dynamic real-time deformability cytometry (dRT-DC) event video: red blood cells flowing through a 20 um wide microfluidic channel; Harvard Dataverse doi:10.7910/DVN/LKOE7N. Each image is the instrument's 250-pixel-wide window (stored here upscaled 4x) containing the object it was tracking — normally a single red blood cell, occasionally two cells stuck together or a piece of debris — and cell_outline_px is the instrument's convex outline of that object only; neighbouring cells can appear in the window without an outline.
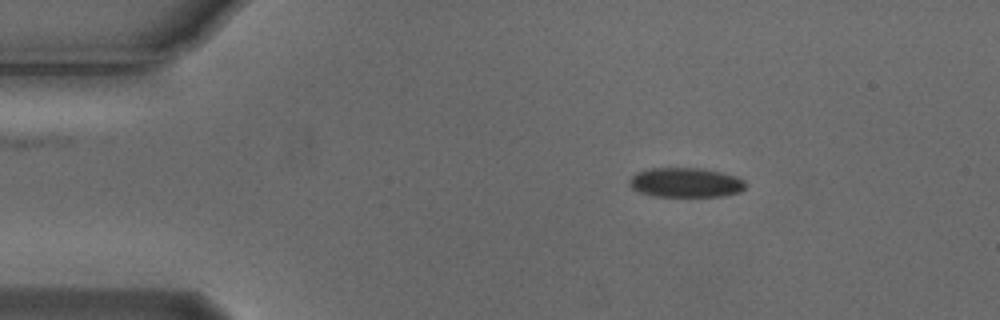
{"species": "Egyptian fruit bat (a non-hibernating species)", "species_latin": "Rousettus aegyptiacus", "temperature_condition": "cold", "stored_images_in_passage": 3, "camera_frame_rate_fps": 3000, "um_per_image_px": 0.085, "animal": {"sex": "male"}, "frame": {"image": 1, "passage_image": 1, "time_ms": 0.0, "image_size_px": [1000, 320], "cell_outline_px": [[744, 188], [740, 192], [720, 196], [656, 196], [640, 192], [632, 188], [628, 184], [628, 180], [636, 172], [648, 168], [704, 168], [736, 176], [744, 180]], "centroid_in_image_um": [58.25, 15.5], "position_along_channel_um": 26.8, "area_um2": 20.0}}
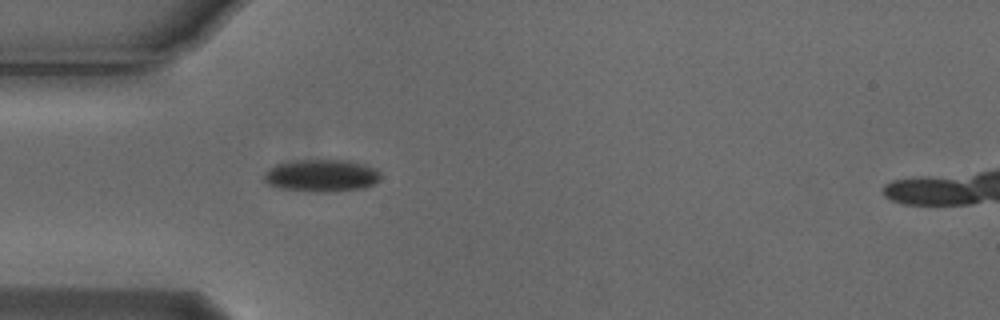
{"frame": {"image": 2, "passage_image": 3, "time_ms": 0.667, "image_size_px": [1000, 320], "cell_outline_px": [[380, 180], [364, 188], [332, 192], [316, 192], [280, 188], [268, 184], [264, 180], [264, 172], [276, 164], [300, 160], [348, 160], [364, 164], [376, 168], [380, 172]], "centroid_in_image_um": [27.35, 14.93], "position_along_channel_um": 57.6, "area_um2": 22.02}}